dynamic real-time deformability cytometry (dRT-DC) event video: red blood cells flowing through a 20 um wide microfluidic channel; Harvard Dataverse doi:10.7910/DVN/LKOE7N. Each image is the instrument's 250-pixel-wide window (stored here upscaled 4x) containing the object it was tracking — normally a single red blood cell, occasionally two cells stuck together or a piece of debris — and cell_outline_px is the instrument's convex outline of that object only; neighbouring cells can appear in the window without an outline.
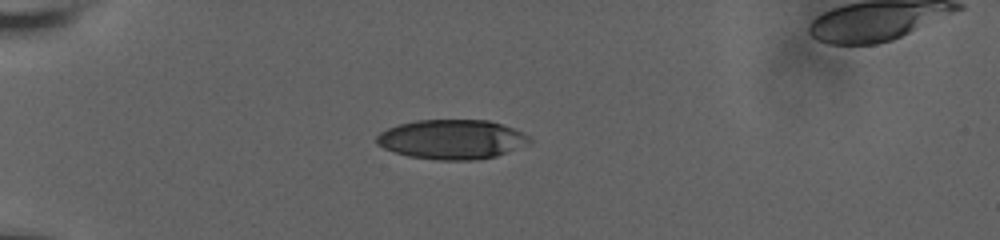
{"species": "human", "species_latin": "Homo sapiens", "temperature_condition": "room temperature", "stored_images_in_passage": 42, "camera_frame_rate_fps": 3000, "um_per_image_px": 0.085, "donor": {"sex": "male"}, "frame": {"image": 1, "passage_image": 1, "time_ms": 0.0, "image_size_px": [1000, 240], "cell_outline_px": [[532, 140], [528, 144], [496, 156], [476, 160], [436, 160], [408, 156], [384, 148], [376, 144], [376, 136], [380, 132], [388, 128], [400, 124], [416, 120], [488, 120], [524, 132]], "centroid_in_image_um": [38.4, 11.85], "position_along_channel_um": 46.6, "area_um2": 35.14}}
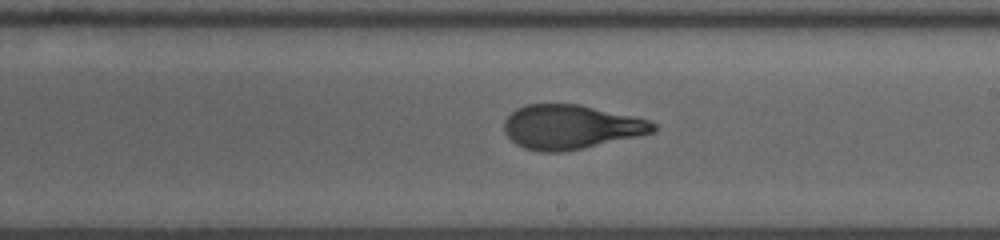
{"frame": {"image": 2, "passage_image": 20, "time_ms": 6.333, "image_size_px": [1000, 240], "cell_outline_px": [[656, 132], [584, 148], [564, 152], [540, 152], [524, 148], [516, 144], [504, 132], [504, 120], [516, 108], [524, 104], [580, 104], [652, 120], [656, 124]], "centroid_in_image_um": [48.53, 10.79], "position_along_channel_um": 240.5, "area_um2": 38.73}}
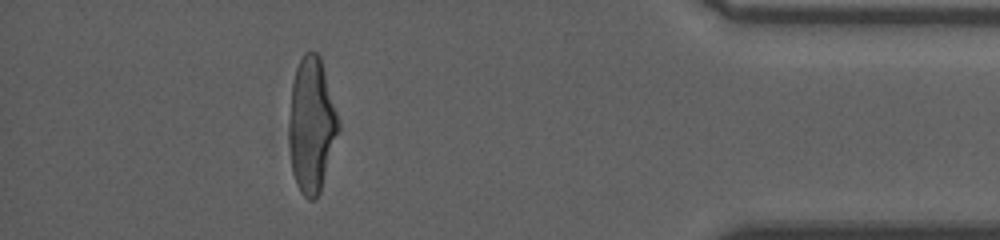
{"frame": {"image": 3, "passage_image": 37, "time_ms": 12.0, "image_size_px": [1000, 240], "cell_outline_px": [[340, 128], [320, 192], [312, 200], [308, 200], [300, 192], [296, 184], [292, 172], [288, 144], [288, 132], [292, 84], [296, 68], [304, 52], [316, 52], [320, 56], [340, 120]], "centroid_in_image_um": [26.48, 10.64], "position_along_channel_um": 408.7, "area_um2": 39.13}, "authors_computed_cell_mechanics": {"area_um2": 38.7549, "velocity_mm_per_s": 3.6611, "shape_relaxation_time_tau1_ms": 4.838, "shape_relaxation_time_tau2_ms": 1.1245, "deformation_change_tau1": 0.2119, "deformation_change_tau2": 0.0867}}